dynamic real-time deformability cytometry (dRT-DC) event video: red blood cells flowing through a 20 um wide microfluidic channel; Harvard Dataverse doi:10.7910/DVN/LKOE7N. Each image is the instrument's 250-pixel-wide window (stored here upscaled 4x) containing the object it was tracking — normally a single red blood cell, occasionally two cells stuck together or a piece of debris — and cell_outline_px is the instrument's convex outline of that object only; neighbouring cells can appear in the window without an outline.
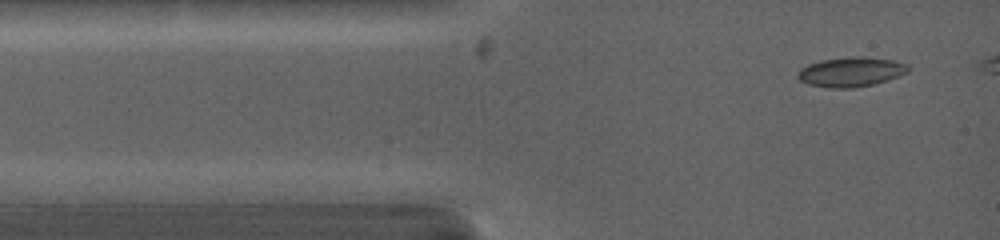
{"species": "common noctule bat (a hibernating species)", "species_latin": "Nyctalus noctula", "temperature_condition": "warm", "stored_images_in_passage": 2, "camera_frame_rate_fps": 5000, "um_per_image_px": 0.085, "animal": {"sex": "female", "body_mass_g": 19.0, "forearm_length_mm": 53.3}, "frame": {"image": 1, "passage_image": 2, "time_ms": 1.0, "image_size_px": [1000, 240], "cell_outline_px": [[908, 72], [888, 80], [872, 84], [852, 88], [828, 88], [808, 84], [800, 80], [796, 76], [796, 72], [800, 68], [808, 64], [820, 60], [848, 56], [864, 56], [892, 60], [908, 64]], "centroid_in_image_um": [72.29, 6.1], "position_along_channel_um": 12.7, "area_um2": 19.25}}